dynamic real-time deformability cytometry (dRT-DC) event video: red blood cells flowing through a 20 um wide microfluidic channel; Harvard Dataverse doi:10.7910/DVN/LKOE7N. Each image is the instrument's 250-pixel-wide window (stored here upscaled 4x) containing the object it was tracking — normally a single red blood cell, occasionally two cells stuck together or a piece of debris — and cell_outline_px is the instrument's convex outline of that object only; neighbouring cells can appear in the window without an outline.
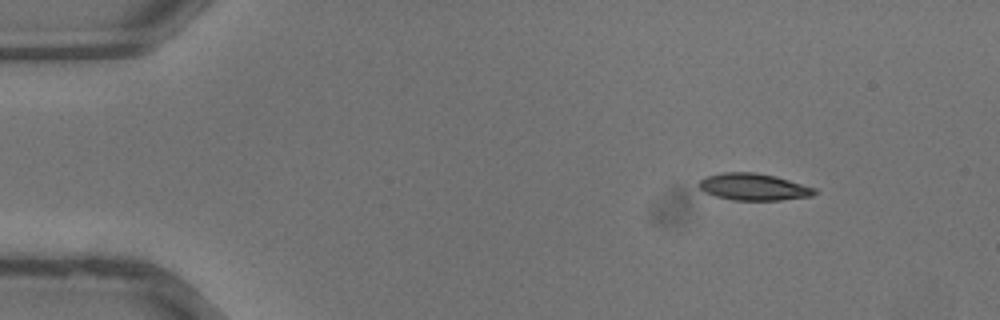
{"species": "common noctule bat (a hibernating species)", "species_latin": "Nyctalus noctula", "temperature_condition": "warm", "stored_images_in_passage": 11, "camera_frame_rate_fps": 3000, "um_per_image_px": 0.085, "animal": {"sex": "male", "body_mass_g": 13.3}, "frame": {"image": 1, "passage_image": 3, "time_ms": 0.667, "image_size_px": [1000, 320], "cell_outline_px": [[816, 192], [812, 196], [780, 200], [732, 200], [716, 196], [704, 192], [696, 184], [700, 180], [708, 176], [724, 172], [752, 172], [776, 176], [816, 188]], "centroid_in_image_um": [64.04, 15.89], "position_along_channel_um": 21.0, "area_um2": 18.09}}
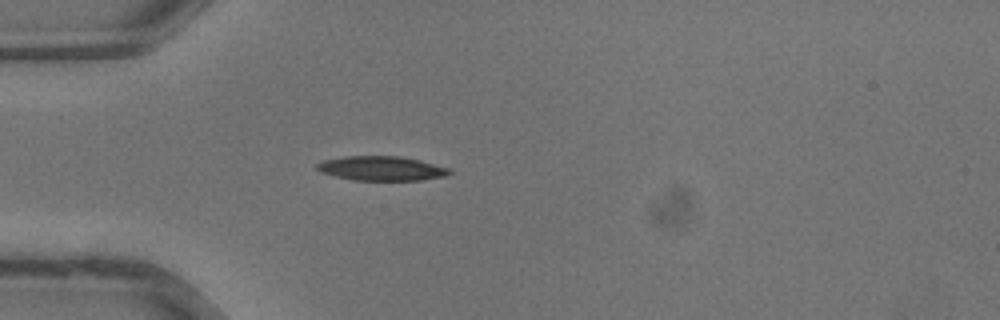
{"frame": {"image": 2, "passage_image": 9, "time_ms": 2.667, "image_size_px": [1000, 320], "cell_outline_px": [[452, 172], [444, 176], [420, 180], [352, 180], [320, 172], [316, 168], [316, 164], [324, 160], [344, 156], [400, 156], [420, 160], [448, 168]], "centroid_in_image_um": [32.39, 14.31], "position_along_channel_um": 52.6, "area_um2": 18.73}}